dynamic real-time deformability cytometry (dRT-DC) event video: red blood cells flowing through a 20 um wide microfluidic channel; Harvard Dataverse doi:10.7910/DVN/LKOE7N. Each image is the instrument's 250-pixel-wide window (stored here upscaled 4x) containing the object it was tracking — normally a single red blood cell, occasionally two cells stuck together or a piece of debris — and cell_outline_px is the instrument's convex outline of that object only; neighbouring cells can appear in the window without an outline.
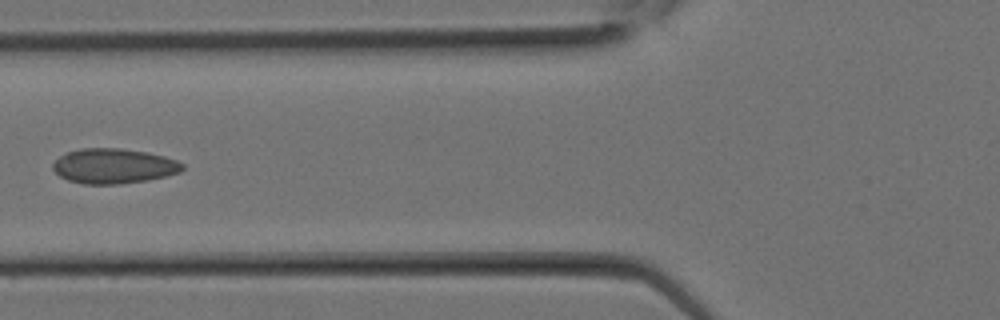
{"species": "Egyptian fruit bat (a non-hibernating species)", "species_latin": "Rousettus aegyptiacus", "temperature_condition": "room temperature", "stored_images_in_passage": 14, "camera_frame_rate_fps": 3000, "um_per_image_px": 0.085, "animal": {"sex": "female"}, "frame": {"image": 1, "passage_image": 10, "time_ms": 3.0, "image_size_px": [1000, 320], "cell_outline_px": [[184, 168], [180, 172], [148, 180], [120, 184], [84, 184], [68, 180], [60, 176], [52, 168], [52, 164], [60, 156], [68, 152], [80, 148], [120, 148], [148, 152], [164, 156], [176, 160], [184, 164]], "centroid_in_image_um": [9.67, 14.11], "position_along_channel_um": 116.1, "area_um2": 26.41}}
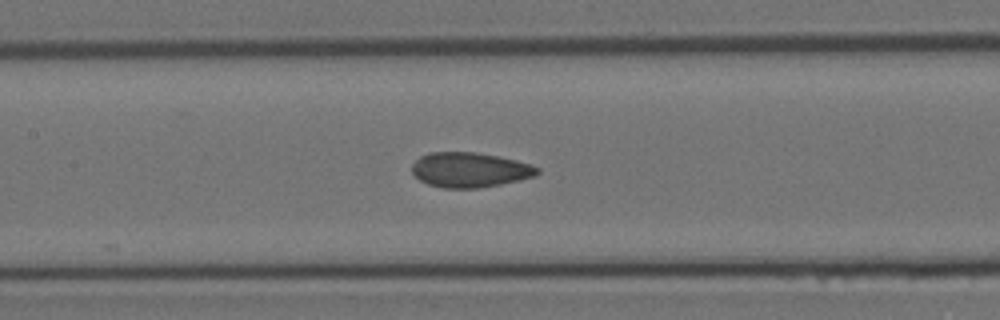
{"frame": {"image": 2, "passage_image": 12, "time_ms": 3.667, "image_size_px": [1000, 320], "cell_outline_px": [[540, 172], [536, 176], [500, 184], [476, 188], [444, 188], [428, 184], [420, 180], [412, 172], [412, 164], [420, 156], [428, 152], [476, 152], [516, 160], [532, 164], [540, 168]], "centroid_in_image_um": [39.94, 14.43], "position_along_channel_um": 167.5, "area_um2": 25.49}}
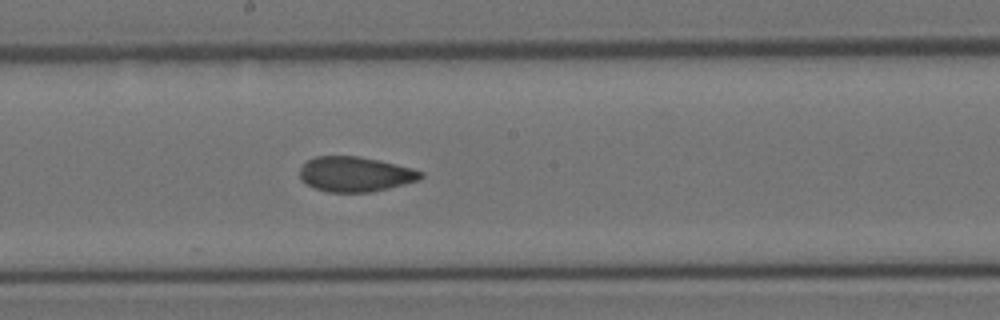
{"frame": {"image": 3, "passage_image": 14, "time_ms": 4.333, "image_size_px": [1000, 320], "cell_outline_px": [[424, 176], [420, 180], [372, 192], [328, 192], [312, 188], [300, 180], [300, 168], [308, 160], [316, 156], [360, 156], [396, 164], [412, 168], [424, 172]], "centroid_in_image_um": [30.19, 14.81], "position_along_channel_um": 218.0, "area_um2": 24.85}}